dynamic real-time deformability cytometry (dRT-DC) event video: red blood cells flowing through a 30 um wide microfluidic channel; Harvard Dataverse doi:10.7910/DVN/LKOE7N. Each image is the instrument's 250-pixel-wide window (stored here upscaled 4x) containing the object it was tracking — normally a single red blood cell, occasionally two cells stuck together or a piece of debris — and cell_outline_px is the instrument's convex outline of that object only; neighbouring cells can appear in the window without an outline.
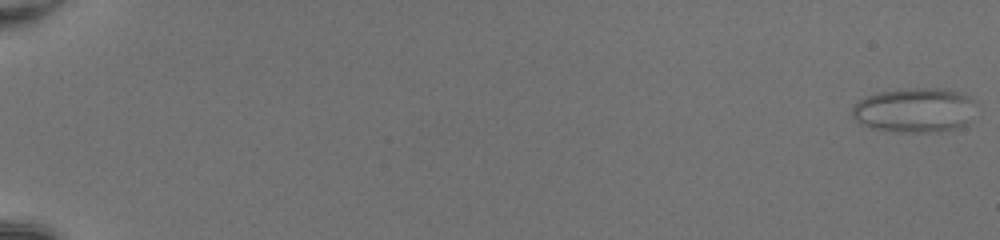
{"species": "common noctule bat (a hibernating species)", "species_latin": "Nyctalus noctula", "temperature_condition": "room temperature", "stored_images_in_passage": 52, "camera_frame_rate_fps": 3000, "um_per_image_px": 0.085, "animal": {"sex": "female", "body_mass_g": 20.0, "forearm_length_mm": 54.0}, "frame": {"image": 1, "passage_image": 1, "time_ms": 0.0, "image_size_px": [1000, 240], "cell_outline_px": [[976, 104], [972, 120], [968, 124], [956, 128], [936, 132], [896, 132], [872, 128], [860, 124], [852, 116], [852, 108], [860, 100], [868, 96], [880, 92], [908, 88], [948, 88], [960, 92], [968, 96]], "centroid_in_image_um": [77.79, 9.37], "position_along_channel_um": 7.2, "area_um2": 32.54}}
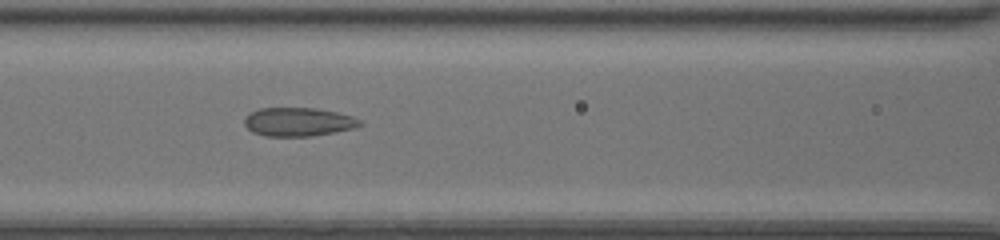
{"frame": {"image": 2, "passage_image": 26, "time_ms": 8.333, "image_size_px": [1000, 240], "cell_outline_px": [[364, 124], [356, 128], [336, 132], [312, 136], [264, 136], [252, 132], [244, 124], [244, 116], [260, 108], [316, 108], [336, 112], [352, 116], [364, 120]], "centroid_in_image_um": [25.4, 10.36], "position_along_channel_um": 141.2, "area_um2": 19.54}}
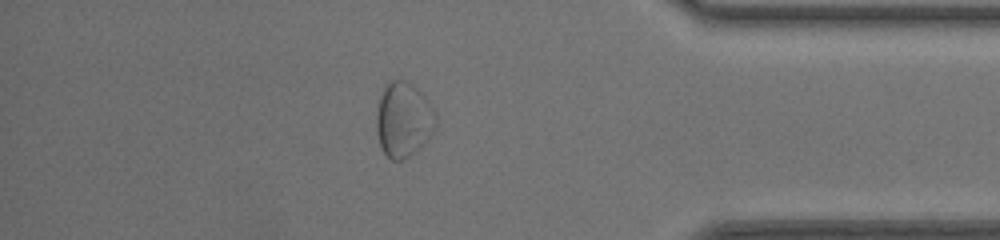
{"frame": {"image": 3, "passage_image": 46, "time_ms": 15.0, "image_size_px": [1000, 240], "cell_outline_px": [[436, 128], [428, 140], [416, 152], [404, 160], [392, 160], [380, 148], [376, 132], [376, 116], [380, 96], [384, 88], [392, 80], [404, 80], [412, 84], [428, 100], [436, 112]], "centroid_in_image_um": [34.31, 10.21], "position_along_channel_um": 400.9, "area_um2": 26.18}, "authors_computed_cell_mechanics": {"area_um2": 24.1893, "velocity_mm_per_s": 4.2247, "shape_relaxation_time_tau1_ms": null, "shape_relaxation_time_tau2_ms": 0.9829, "deformation_change_tau1": null, "deformation_change_tau2": 0.0868}}